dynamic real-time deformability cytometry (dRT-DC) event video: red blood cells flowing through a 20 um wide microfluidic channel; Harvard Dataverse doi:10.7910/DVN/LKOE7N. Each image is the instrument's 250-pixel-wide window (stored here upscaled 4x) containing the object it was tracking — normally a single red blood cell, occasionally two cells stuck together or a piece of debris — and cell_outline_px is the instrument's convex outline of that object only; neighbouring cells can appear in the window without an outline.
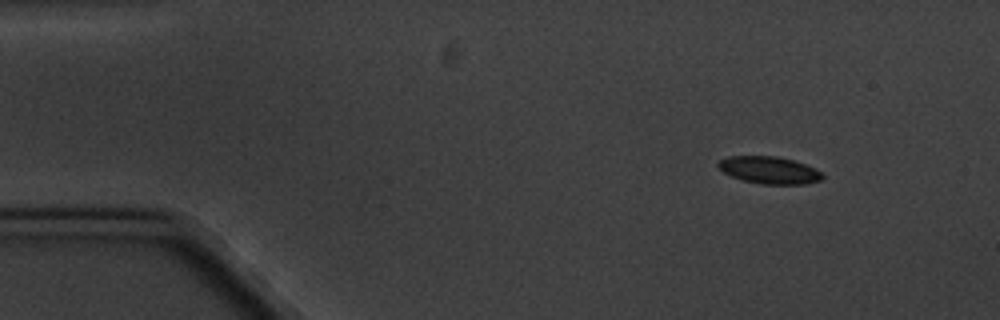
{"species": "common noctule bat (a hibernating species)", "species_latin": "Nyctalus noctula", "temperature_condition": "cold", "stored_images_in_passage": 5, "camera_frame_rate_fps": 3000, "um_per_image_px": 0.085, "animal": {"sex": "male", "body_mass_g": 20.1, "forearm_length_mm": 53.5}, "frame": {"image": 1, "passage_image": 1, "time_ms": 0.0, "image_size_px": [1000, 320], "cell_outline_px": [[824, 176], [820, 180], [804, 184], [760, 184], [740, 180], [724, 172], [716, 164], [720, 160], [728, 156], [776, 156], [792, 160], [816, 168]], "centroid_in_image_um": [65.37, 14.46], "position_along_channel_um": 19.6, "area_um2": 16.47}}
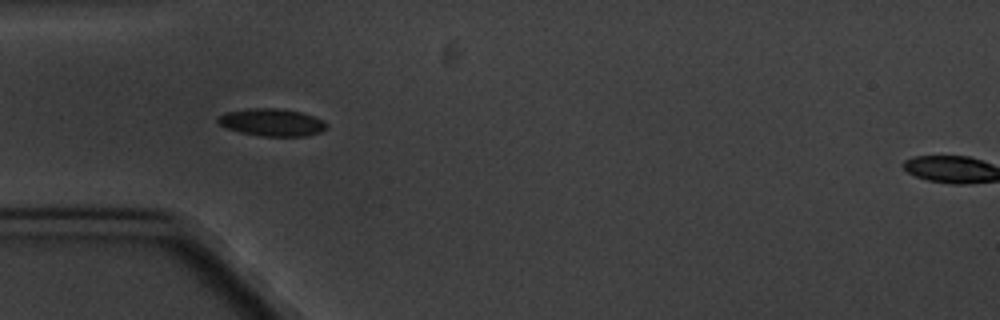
{"frame": {"image": 2, "passage_image": 4, "time_ms": 3.667, "image_size_px": [1000, 320], "cell_outline_px": [[328, 128], [320, 132], [308, 136], [260, 136], [240, 132], [228, 128], [220, 124], [216, 120], [216, 116], [224, 112], [248, 108], [276, 108], [300, 112], [324, 120], [328, 124]], "centroid_in_image_um": [23.1, 10.4], "position_along_channel_um": 61.9, "area_um2": 17.51}}